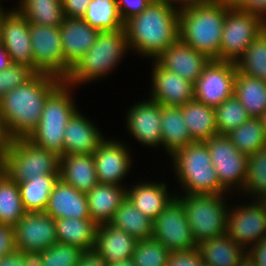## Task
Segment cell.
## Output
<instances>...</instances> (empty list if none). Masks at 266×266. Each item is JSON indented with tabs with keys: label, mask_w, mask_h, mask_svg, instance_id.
<instances>
[{
	"label": "cell",
	"mask_w": 266,
	"mask_h": 266,
	"mask_svg": "<svg viewBox=\"0 0 266 266\" xmlns=\"http://www.w3.org/2000/svg\"><path fill=\"white\" fill-rule=\"evenodd\" d=\"M63 82L56 76L36 73L3 96L0 114L11 139L28 138L41 120L47 98Z\"/></svg>",
	"instance_id": "obj_1"
},
{
	"label": "cell",
	"mask_w": 266,
	"mask_h": 266,
	"mask_svg": "<svg viewBox=\"0 0 266 266\" xmlns=\"http://www.w3.org/2000/svg\"><path fill=\"white\" fill-rule=\"evenodd\" d=\"M124 29L130 53L155 60L179 38V11L152 0L141 13L125 21Z\"/></svg>",
	"instance_id": "obj_2"
},
{
	"label": "cell",
	"mask_w": 266,
	"mask_h": 266,
	"mask_svg": "<svg viewBox=\"0 0 266 266\" xmlns=\"http://www.w3.org/2000/svg\"><path fill=\"white\" fill-rule=\"evenodd\" d=\"M231 5L213 0L179 11V38L211 60H220L225 14Z\"/></svg>",
	"instance_id": "obj_3"
},
{
	"label": "cell",
	"mask_w": 266,
	"mask_h": 266,
	"mask_svg": "<svg viewBox=\"0 0 266 266\" xmlns=\"http://www.w3.org/2000/svg\"><path fill=\"white\" fill-rule=\"evenodd\" d=\"M125 29L100 31L96 42L71 68L64 82L74 88L106 79L129 54ZM87 82V83H86Z\"/></svg>",
	"instance_id": "obj_4"
},
{
	"label": "cell",
	"mask_w": 266,
	"mask_h": 266,
	"mask_svg": "<svg viewBox=\"0 0 266 266\" xmlns=\"http://www.w3.org/2000/svg\"><path fill=\"white\" fill-rule=\"evenodd\" d=\"M170 161L179 184L176 194H230L219 181L205 142L188 144L170 156Z\"/></svg>",
	"instance_id": "obj_5"
},
{
	"label": "cell",
	"mask_w": 266,
	"mask_h": 266,
	"mask_svg": "<svg viewBox=\"0 0 266 266\" xmlns=\"http://www.w3.org/2000/svg\"><path fill=\"white\" fill-rule=\"evenodd\" d=\"M74 88L63 82L46 100L41 120L28 139L58 156L63 155L65 127L78 109Z\"/></svg>",
	"instance_id": "obj_6"
},
{
	"label": "cell",
	"mask_w": 266,
	"mask_h": 266,
	"mask_svg": "<svg viewBox=\"0 0 266 266\" xmlns=\"http://www.w3.org/2000/svg\"><path fill=\"white\" fill-rule=\"evenodd\" d=\"M227 195L234 198L231 194H176L183 204L197 245L226 234L230 206Z\"/></svg>",
	"instance_id": "obj_7"
},
{
	"label": "cell",
	"mask_w": 266,
	"mask_h": 266,
	"mask_svg": "<svg viewBox=\"0 0 266 266\" xmlns=\"http://www.w3.org/2000/svg\"><path fill=\"white\" fill-rule=\"evenodd\" d=\"M59 167L60 156L28 138L12 139L0 160V169L17 184L39 175H59Z\"/></svg>",
	"instance_id": "obj_8"
},
{
	"label": "cell",
	"mask_w": 266,
	"mask_h": 266,
	"mask_svg": "<svg viewBox=\"0 0 266 266\" xmlns=\"http://www.w3.org/2000/svg\"><path fill=\"white\" fill-rule=\"evenodd\" d=\"M265 21L232 6L225 14L221 36L220 61L236 63L251 42L264 31Z\"/></svg>",
	"instance_id": "obj_9"
},
{
	"label": "cell",
	"mask_w": 266,
	"mask_h": 266,
	"mask_svg": "<svg viewBox=\"0 0 266 266\" xmlns=\"http://www.w3.org/2000/svg\"><path fill=\"white\" fill-rule=\"evenodd\" d=\"M247 201L243 199V204L230 203L226 225V234L245 251L266 237L265 202L249 200L247 203Z\"/></svg>",
	"instance_id": "obj_10"
},
{
	"label": "cell",
	"mask_w": 266,
	"mask_h": 266,
	"mask_svg": "<svg viewBox=\"0 0 266 266\" xmlns=\"http://www.w3.org/2000/svg\"><path fill=\"white\" fill-rule=\"evenodd\" d=\"M205 143L221 185L236 197L247 177L248 156L238 151L227 135L217 134Z\"/></svg>",
	"instance_id": "obj_11"
},
{
	"label": "cell",
	"mask_w": 266,
	"mask_h": 266,
	"mask_svg": "<svg viewBox=\"0 0 266 266\" xmlns=\"http://www.w3.org/2000/svg\"><path fill=\"white\" fill-rule=\"evenodd\" d=\"M152 233L170 252L197 248L183 204L176 197L152 221Z\"/></svg>",
	"instance_id": "obj_12"
},
{
	"label": "cell",
	"mask_w": 266,
	"mask_h": 266,
	"mask_svg": "<svg viewBox=\"0 0 266 266\" xmlns=\"http://www.w3.org/2000/svg\"><path fill=\"white\" fill-rule=\"evenodd\" d=\"M34 71L66 78V60L59 27L29 23Z\"/></svg>",
	"instance_id": "obj_13"
},
{
	"label": "cell",
	"mask_w": 266,
	"mask_h": 266,
	"mask_svg": "<svg viewBox=\"0 0 266 266\" xmlns=\"http://www.w3.org/2000/svg\"><path fill=\"white\" fill-rule=\"evenodd\" d=\"M236 74V63L211 60L194 83V99L217 107L234 95Z\"/></svg>",
	"instance_id": "obj_14"
},
{
	"label": "cell",
	"mask_w": 266,
	"mask_h": 266,
	"mask_svg": "<svg viewBox=\"0 0 266 266\" xmlns=\"http://www.w3.org/2000/svg\"><path fill=\"white\" fill-rule=\"evenodd\" d=\"M122 140L106 137L93 152L98 183L128 186L123 180L133 169L134 157L131 146Z\"/></svg>",
	"instance_id": "obj_15"
},
{
	"label": "cell",
	"mask_w": 266,
	"mask_h": 266,
	"mask_svg": "<svg viewBox=\"0 0 266 266\" xmlns=\"http://www.w3.org/2000/svg\"><path fill=\"white\" fill-rule=\"evenodd\" d=\"M139 100L129 106L125 115L128 135L147 148L161 149V105L153 100Z\"/></svg>",
	"instance_id": "obj_16"
},
{
	"label": "cell",
	"mask_w": 266,
	"mask_h": 266,
	"mask_svg": "<svg viewBox=\"0 0 266 266\" xmlns=\"http://www.w3.org/2000/svg\"><path fill=\"white\" fill-rule=\"evenodd\" d=\"M13 228L18 251L42 252L57 243L55 219L45 212H26Z\"/></svg>",
	"instance_id": "obj_17"
},
{
	"label": "cell",
	"mask_w": 266,
	"mask_h": 266,
	"mask_svg": "<svg viewBox=\"0 0 266 266\" xmlns=\"http://www.w3.org/2000/svg\"><path fill=\"white\" fill-rule=\"evenodd\" d=\"M151 88L147 97L160 105L181 107L194 99V84L179 75L167 71L151 60Z\"/></svg>",
	"instance_id": "obj_18"
},
{
	"label": "cell",
	"mask_w": 266,
	"mask_h": 266,
	"mask_svg": "<svg viewBox=\"0 0 266 266\" xmlns=\"http://www.w3.org/2000/svg\"><path fill=\"white\" fill-rule=\"evenodd\" d=\"M155 61L167 71L194 84L211 59L178 38Z\"/></svg>",
	"instance_id": "obj_19"
},
{
	"label": "cell",
	"mask_w": 266,
	"mask_h": 266,
	"mask_svg": "<svg viewBox=\"0 0 266 266\" xmlns=\"http://www.w3.org/2000/svg\"><path fill=\"white\" fill-rule=\"evenodd\" d=\"M62 51L66 60V77L74 64L80 60L84 54L96 42L100 31L92 28L82 18L65 17L59 26Z\"/></svg>",
	"instance_id": "obj_20"
},
{
	"label": "cell",
	"mask_w": 266,
	"mask_h": 266,
	"mask_svg": "<svg viewBox=\"0 0 266 266\" xmlns=\"http://www.w3.org/2000/svg\"><path fill=\"white\" fill-rule=\"evenodd\" d=\"M168 186V187H167ZM169 184L159 180H141L127 186V198L136 209L150 220L156 219L165 207L176 197Z\"/></svg>",
	"instance_id": "obj_21"
},
{
	"label": "cell",
	"mask_w": 266,
	"mask_h": 266,
	"mask_svg": "<svg viewBox=\"0 0 266 266\" xmlns=\"http://www.w3.org/2000/svg\"><path fill=\"white\" fill-rule=\"evenodd\" d=\"M1 43L13 63L27 65L34 70L29 22L16 9L5 16Z\"/></svg>",
	"instance_id": "obj_22"
},
{
	"label": "cell",
	"mask_w": 266,
	"mask_h": 266,
	"mask_svg": "<svg viewBox=\"0 0 266 266\" xmlns=\"http://www.w3.org/2000/svg\"><path fill=\"white\" fill-rule=\"evenodd\" d=\"M80 111L74 112L65 127L63 155L93 154L106 139L95 122Z\"/></svg>",
	"instance_id": "obj_23"
},
{
	"label": "cell",
	"mask_w": 266,
	"mask_h": 266,
	"mask_svg": "<svg viewBox=\"0 0 266 266\" xmlns=\"http://www.w3.org/2000/svg\"><path fill=\"white\" fill-rule=\"evenodd\" d=\"M54 219L90 218L86 194L59 179L44 211Z\"/></svg>",
	"instance_id": "obj_24"
},
{
	"label": "cell",
	"mask_w": 266,
	"mask_h": 266,
	"mask_svg": "<svg viewBox=\"0 0 266 266\" xmlns=\"http://www.w3.org/2000/svg\"><path fill=\"white\" fill-rule=\"evenodd\" d=\"M137 240L110 223L98 224L94 250L102 255L108 264H115L132 258Z\"/></svg>",
	"instance_id": "obj_25"
},
{
	"label": "cell",
	"mask_w": 266,
	"mask_h": 266,
	"mask_svg": "<svg viewBox=\"0 0 266 266\" xmlns=\"http://www.w3.org/2000/svg\"><path fill=\"white\" fill-rule=\"evenodd\" d=\"M59 179L78 191H91L98 184L93 154L62 155Z\"/></svg>",
	"instance_id": "obj_26"
},
{
	"label": "cell",
	"mask_w": 266,
	"mask_h": 266,
	"mask_svg": "<svg viewBox=\"0 0 266 266\" xmlns=\"http://www.w3.org/2000/svg\"><path fill=\"white\" fill-rule=\"evenodd\" d=\"M86 194L90 219L97 225L109 223L127 198V186L98 183Z\"/></svg>",
	"instance_id": "obj_27"
},
{
	"label": "cell",
	"mask_w": 266,
	"mask_h": 266,
	"mask_svg": "<svg viewBox=\"0 0 266 266\" xmlns=\"http://www.w3.org/2000/svg\"><path fill=\"white\" fill-rule=\"evenodd\" d=\"M161 148L172 156L177 150L193 143L184 123L181 107L161 105Z\"/></svg>",
	"instance_id": "obj_28"
},
{
	"label": "cell",
	"mask_w": 266,
	"mask_h": 266,
	"mask_svg": "<svg viewBox=\"0 0 266 266\" xmlns=\"http://www.w3.org/2000/svg\"><path fill=\"white\" fill-rule=\"evenodd\" d=\"M184 123L194 142H205L218 134L213 107L195 99L181 106Z\"/></svg>",
	"instance_id": "obj_29"
},
{
	"label": "cell",
	"mask_w": 266,
	"mask_h": 266,
	"mask_svg": "<svg viewBox=\"0 0 266 266\" xmlns=\"http://www.w3.org/2000/svg\"><path fill=\"white\" fill-rule=\"evenodd\" d=\"M57 242L77 246L84 251L95 247L97 224L90 218L55 219Z\"/></svg>",
	"instance_id": "obj_30"
},
{
	"label": "cell",
	"mask_w": 266,
	"mask_h": 266,
	"mask_svg": "<svg viewBox=\"0 0 266 266\" xmlns=\"http://www.w3.org/2000/svg\"><path fill=\"white\" fill-rule=\"evenodd\" d=\"M202 262L211 266H236L245 250L227 234L202 241L197 245Z\"/></svg>",
	"instance_id": "obj_31"
},
{
	"label": "cell",
	"mask_w": 266,
	"mask_h": 266,
	"mask_svg": "<svg viewBox=\"0 0 266 266\" xmlns=\"http://www.w3.org/2000/svg\"><path fill=\"white\" fill-rule=\"evenodd\" d=\"M29 23L59 27L65 18L62 0H22L15 8Z\"/></svg>",
	"instance_id": "obj_32"
},
{
	"label": "cell",
	"mask_w": 266,
	"mask_h": 266,
	"mask_svg": "<svg viewBox=\"0 0 266 266\" xmlns=\"http://www.w3.org/2000/svg\"><path fill=\"white\" fill-rule=\"evenodd\" d=\"M234 95L251 117L266 110V82L241 74L237 70Z\"/></svg>",
	"instance_id": "obj_33"
},
{
	"label": "cell",
	"mask_w": 266,
	"mask_h": 266,
	"mask_svg": "<svg viewBox=\"0 0 266 266\" xmlns=\"http://www.w3.org/2000/svg\"><path fill=\"white\" fill-rule=\"evenodd\" d=\"M59 175H39L18 184L24 210L44 212Z\"/></svg>",
	"instance_id": "obj_34"
},
{
	"label": "cell",
	"mask_w": 266,
	"mask_h": 266,
	"mask_svg": "<svg viewBox=\"0 0 266 266\" xmlns=\"http://www.w3.org/2000/svg\"><path fill=\"white\" fill-rule=\"evenodd\" d=\"M109 223L137 241L153 237L152 220L136 209L128 198L121 203Z\"/></svg>",
	"instance_id": "obj_35"
},
{
	"label": "cell",
	"mask_w": 266,
	"mask_h": 266,
	"mask_svg": "<svg viewBox=\"0 0 266 266\" xmlns=\"http://www.w3.org/2000/svg\"><path fill=\"white\" fill-rule=\"evenodd\" d=\"M82 19L98 31H117L125 26L117 0H91Z\"/></svg>",
	"instance_id": "obj_36"
},
{
	"label": "cell",
	"mask_w": 266,
	"mask_h": 266,
	"mask_svg": "<svg viewBox=\"0 0 266 266\" xmlns=\"http://www.w3.org/2000/svg\"><path fill=\"white\" fill-rule=\"evenodd\" d=\"M25 213L18 184L0 169V224L13 227Z\"/></svg>",
	"instance_id": "obj_37"
},
{
	"label": "cell",
	"mask_w": 266,
	"mask_h": 266,
	"mask_svg": "<svg viewBox=\"0 0 266 266\" xmlns=\"http://www.w3.org/2000/svg\"><path fill=\"white\" fill-rule=\"evenodd\" d=\"M242 194L249 200L266 198V147L248 156L247 177L242 191L236 198L242 197Z\"/></svg>",
	"instance_id": "obj_38"
},
{
	"label": "cell",
	"mask_w": 266,
	"mask_h": 266,
	"mask_svg": "<svg viewBox=\"0 0 266 266\" xmlns=\"http://www.w3.org/2000/svg\"><path fill=\"white\" fill-rule=\"evenodd\" d=\"M227 136L236 149L247 156L266 147V134L258 117H250Z\"/></svg>",
	"instance_id": "obj_39"
},
{
	"label": "cell",
	"mask_w": 266,
	"mask_h": 266,
	"mask_svg": "<svg viewBox=\"0 0 266 266\" xmlns=\"http://www.w3.org/2000/svg\"><path fill=\"white\" fill-rule=\"evenodd\" d=\"M236 65L241 74L266 82V34L264 32L251 42Z\"/></svg>",
	"instance_id": "obj_40"
},
{
	"label": "cell",
	"mask_w": 266,
	"mask_h": 266,
	"mask_svg": "<svg viewBox=\"0 0 266 266\" xmlns=\"http://www.w3.org/2000/svg\"><path fill=\"white\" fill-rule=\"evenodd\" d=\"M217 131L220 135H227L233 129L241 126L251 116L239 102L235 95L226 99L214 108Z\"/></svg>",
	"instance_id": "obj_41"
},
{
	"label": "cell",
	"mask_w": 266,
	"mask_h": 266,
	"mask_svg": "<svg viewBox=\"0 0 266 266\" xmlns=\"http://www.w3.org/2000/svg\"><path fill=\"white\" fill-rule=\"evenodd\" d=\"M170 251L156 239L137 241L132 260L136 266H166Z\"/></svg>",
	"instance_id": "obj_42"
},
{
	"label": "cell",
	"mask_w": 266,
	"mask_h": 266,
	"mask_svg": "<svg viewBox=\"0 0 266 266\" xmlns=\"http://www.w3.org/2000/svg\"><path fill=\"white\" fill-rule=\"evenodd\" d=\"M84 250L57 242L42 251L43 266H77Z\"/></svg>",
	"instance_id": "obj_43"
},
{
	"label": "cell",
	"mask_w": 266,
	"mask_h": 266,
	"mask_svg": "<svg viewBox=\"0 0 266 266\" xmlns=\"http://www.w3.org/2000/svg\"><path fill=\"white\" fill-rule=\"evenodd\" d=\"M35 74L36 72L29 66L17 63L0 71V100L8 91L24 84Z\"/></svg>",
	"instance_id": "obj_44"
},
{
	"label": "cell",
	"mask_w": 266,
	"mask_h": 266,
	"mask_svg": "<svg viewBox=\"0 0 266 266\" xmlns=\"http://www.w3.org/2000/svg\"><path fill=\"white\" fill-rule=\"evenodd\" d=\"M202 257L198 248L188 251L171 252L166 266H202Z\"/></svg>",
	"instance_id": "obj_45"
},
{
	"label": "cell",
	"mask_w": 266,
	"mask_h": 266,
	"mask_svg": "<svg viewBox=\"0 0 266 266\" xmlns=\"http://www.w3.org/2000/svg\"><path fill=\"white\" fill-rule=\"evenodd\" d=\"M152 0H117L120 15L124 22L141 13Z\"/></svg>",
	"instance_id": "obj_46"
},
{
	"label": "cell",
	"mask_w": 266,
	"mask_h": 266,
	"mask_svg": "<svg viewBox=\"0 0 266 266\" xmlns=\"http://www.w3.org/2000/svg\"><path fill=\"white\" fill-rule=\"evenodd\" d=\"M16 250L14 228L0 224V258Z\"/></svg>",
	"instance_id": "obj_47"
},
{
	"label": "cell",
	"mask_w": 266,
	"mask_h": 266,
	"mask_svg": "<svg viewBox=\"0 0 266 266\" xmlns=\"http://www.w3.org/2000/svg\"><path fill=\"white\" fill-rule=\"evenodd\" d=\"M235 7L240 12L257 15L266 21V0H239Z\"/></svg>",
	"instance_id": "obj_48"
},
{
	"label": "cell",
	"mask_w": 266,
	"mask_h": 266,
	"mask_svg": "<svg viewBox=\"0 0 266 266\" xmlns=\"http://www.w3.org/2000/svg\"><path fill=\"white\" fill-rule=\"evenodd\" d=\"M91 0H62L65 17L82 18Z\"/></svg>",
	"instance_id": "obj_49"
},
{
	"label": "cell",
	"mask_w": 266,
	"mask_h": 266,
	"mask_svg": "<svg viewBox=\"0 0 266 266\" xmlns=\"http://www.w3.org/2000/svg\"><path fill=\"white\" fill-rule=\"evenodd\" d=\"M77 266H108L106 259L94 249L84 251Z\"/></svg>",
	"instance_id": "obj_50"
},
{
	"label": "cell",
	"mask_w": 266,
	"mask_h": 266,
	"mask_svg": "<svg viewBox=\"0 0 266 266\" xmlns=\"http://www.w3.org/2000/svg\"><path fill=\"white\" fill-rule=\"evenodd\" d=\"M257 266H266V237L248 250Z\"/></svg>",
	"instance_id": "obj_51"
},
{
	"label": "cell",
	"mask_w": 266,
	"mask_h": 266,
	"mask_svg": "<svg viewBox=\"0 0 266 266\" xmlns=\"http://www.w3.org/2000/svg\"><path fill=\"white\" fill-rule=\"evenodd\" d=\"M0 266H25L23 252L15 250L0 258Z\"/></svg>",
	"instance_id": "obj_52"
},
{
	"label": "cell",
	"mask_w": 266,
	"mask_h": 266,
	"mask_svg": "<svg viewBox=\"0 0 266 266\" xmlns=\"http://www.w3.org/2000/svg\"><path fill=\"white\" fill-rule=\"evenodd\" d=\"M166 4L171 5L173 8H176L178 11L189 8L192 6L208 4L213 0H160Z\"/></svg>",
	"instance_id": "obj_53"
},
{
	"label": "cell",
	"mask_w": 266,
	"mask_h": 266,
	"mask_svg": "<svg viewBox=\"0 0 266 266\" xmlns=\"http://www.w3.org/2000/svg\"><path fill=\"white\" fill-rule=\"evenodd\" d=\"M11 138L5 128L4 122L0 114V160L3 158L6 150L9 148Z\"/></svg>",
	"instance_id": "obj_54"
},
{
	"label": "cell",
	"mask_w": 266,
	"mask_h": 266,
	"mask_svg": "<svg viewBox=\"0 0 266 266\" xmlns=\"http://www.w3.org/2000/svg\"><path fill=\"white\" fill-rule=\"evenodd\" d=\"M25 266H43L42 252H23Z\"/></svg>",
	"instance_id": "obj_55"
},
{
	"label": "cell",
	"mask_w": 266,
	"mask_h": 266,
	"mask_svg": "<svg viewBox=\"0 0 266 266\" xmlns=\"http://www.w3.org/2000/svg\"><path fill=\"white\" fill-rule=\"evenodd\" d=\"M13 64L10 55L4 45L0 42V71H3Z\"/></svg>",
	"instance_id": "obj_56"
},
{
	"label": "cell",
	"mask_w": 266,
	"mask_h": 266,
	"mask_svg": "<svg viewBox=\"0 0 266 266\" xmlns=\"http://www.w3.org/2000/svg\"><path fill=\"white\" fill-rule=\"evenodd\" d=\"M236 266H257V265L251 254L248 251H245V253L240 257L238 264Z\"/></svg>",
	"instance_id": "obj_57"
},
{
	"label": "cell",
	"mask_w": 266,
	"mask_h": 266,
	"mask_svg": "<svg viewBox=\"0 0 266 266\" xmlns=\"http://www.w3.org/2000/svg\"><path fill=\"white\" fill-rule=\"evenodd\" d=\"M13 9V7L9 6V8L6 9V7H3L2 3H0V42H1V36H2V26L5 19V16Z\"/></svg>",
	"instance_id": "obj_58"
},
{
	"label": "cell",
	"mask_w": 266,
	"mask_h": 266,
	"mask_svg": "<svg viewBox=\"0 0 266 266\" xmlns=\"http://www.w3.org/2000/svg\"><path fill=\"white\" fill-rule=\"evenodd\" d=\"M108 266H136L132 260V258L124 260V261H119L115 264H108Z\"/></svg>",
	"instance_id": "obj_59"
},
{
	"label": "cell",
	"mask_w": 266,
	"mask_h": 266,
	"mask_svg": "<svg viewBox=\"0 0 266 266\" xmlns=\"http://www.w3.org/2000/svg\"><path fill=\"white\" fill-rule=\"evenodd\" d=\"M266 134V110L258 117Z\"/></svg>",
	"instance_id": "obj_60"
},
{
	"label": "cell",
	"mask_w": 266,
	"mask_h": 266,
	"mask_svg": "<svg viewBox=\"0 0 266 266\" xmlns=\"http://www.w3.org/2000/svg\"><path fill=\"white\" fill-rule=\"evenodd\" d=\"M217 1L223 2V3L231 5V6H235L239 0H217Z\"/></svg>",
	"instance_id": "obj_61"
},
{
	"label": "cell",
	"mask_w": 266,
	"mask_h": 266,
	"mask_svg": "<svg viewBox=\"0 0 266 266\" xmlns=\"http://www.w3.org/2000/svg\"><path fill=\"white\" fill-rule=\"evenodd\" d=\"M0 1L3 2V0H0ZM21 1H22V0H18V2L16 1V4H17V5H15V7H13V9H15V8L21 3ZM1 2H0V3H1Z\"/></svg>",
	"instance_id": "obj_62"
},
{
	"label": "cell",
	"mask_w": 266,
	"mask_h": 266,
	"mask_svg": "<svg viewBox=\"0 0 266 266\" xmlns=\"http://www.w3.org/2000/svg\"><path fill=\"white\" fill-rule=\"evenodd\" d=\"M263 32L266 34V21H265L264 31Z\"/></svg>",
	"instance_id": "obj_63"
},
{
	"label": "cell",
	"mask_w": 266,
	"mask_h": 266,
	"mask_svg": "<svg viewBox=\"0 0 266 266\" xmlns=\"http://www.w3.org/2000/svg\"><path fill=\"white\" fill-rule=\"evenodd\" d=\"M202 266H211V265H207V264L203 263Z\"/></svg>",
	"instance_id": "obj_64"
}]
</instances>
